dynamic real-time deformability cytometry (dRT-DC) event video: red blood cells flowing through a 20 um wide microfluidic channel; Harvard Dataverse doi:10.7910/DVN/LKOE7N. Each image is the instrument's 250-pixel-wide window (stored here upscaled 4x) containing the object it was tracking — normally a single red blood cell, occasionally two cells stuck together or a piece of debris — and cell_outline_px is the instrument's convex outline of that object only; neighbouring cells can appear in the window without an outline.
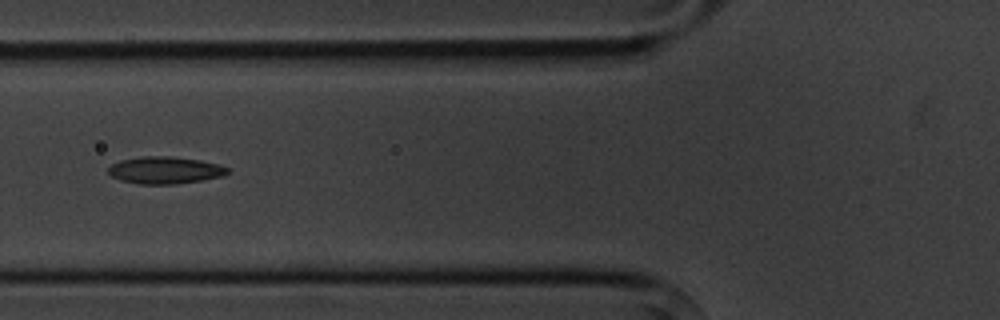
{"species": "common noctule bat (a hibernating species)", "species_latin": "Nyctalus noctula", "temperature_condition": "cold", "stored_images_in_passage": 6, "camera_frame_rate_fps": 3000, "um_per_image_px": 0.085, "animal": {"sex": "male", "body_mass_g": 20.1, "forearm_length_mm": 53.5}, "frame": {"image": 1, "passage_image": 6, "time_ms": 6.0, "image_size_px": [1000, 320], "cell_outline_px": [[228, 172], [224, 176], [176, 184], [136, 184], [120, 180], [112, 176], [108, 172], [108, 168], [112, 164], [120, 160], [140, 156], [172, 156], [200, 160], [220, 164], [228, 168]], "centroid_in_image_um": [14.01, 14.46], "position_along_channel_um": 111.8, "area_um2": 18.96}}